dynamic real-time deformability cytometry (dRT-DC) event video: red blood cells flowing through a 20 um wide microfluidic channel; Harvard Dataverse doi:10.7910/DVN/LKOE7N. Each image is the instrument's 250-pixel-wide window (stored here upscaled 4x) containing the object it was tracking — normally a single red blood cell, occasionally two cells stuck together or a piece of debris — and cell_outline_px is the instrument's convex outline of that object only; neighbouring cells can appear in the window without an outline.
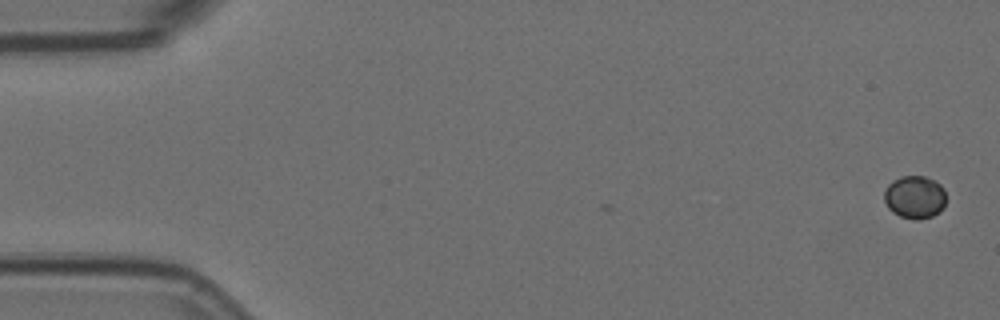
{"species": "Egyptian fruit bat (a non-hibernating species)", "species_latin": "Rousettus aegyptiacus", "temperature_condition": "room temperature", "stored_images_in_passage": 3, "camera_frame_rate_fps": 3000, "um_per_image_px": 0.085, "animal": {"sex": "female"}, "frame": {"image": 1, "passage_image": 3, "time_ms": 0.667, "image_size_px": [1000, 320], "cell_outline_px": [[944, 204], [940, 212], [932, 216], [916, 220], [912, 220], [900, 216], [892, 212], [888, 208], [884, 200], [884, 192], [888, 184], [892, 180], [900, 176], [924, 176], [936, 180], [944, 188]], "centroid_in_image_um": [77.74, 16.75], "position_along_channel_um": 7.3, "area_um2": 15.61}}